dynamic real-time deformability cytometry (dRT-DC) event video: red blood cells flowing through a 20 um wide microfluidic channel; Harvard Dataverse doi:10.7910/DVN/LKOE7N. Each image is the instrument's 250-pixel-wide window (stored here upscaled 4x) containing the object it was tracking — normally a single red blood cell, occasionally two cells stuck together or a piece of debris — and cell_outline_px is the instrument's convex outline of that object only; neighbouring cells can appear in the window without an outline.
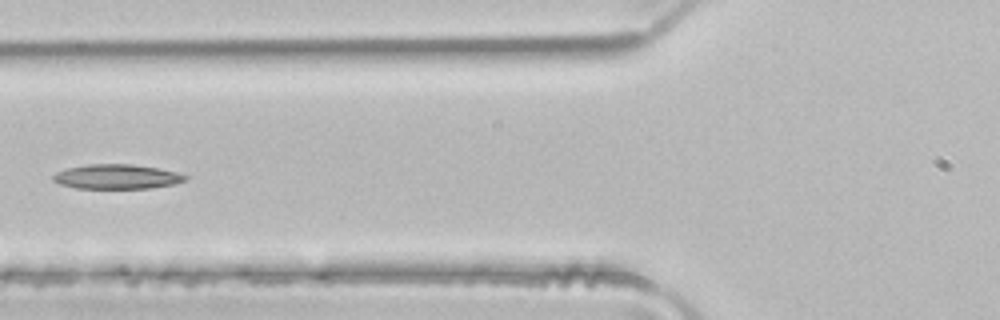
{"species": "common noctule bat (a hibernating species)", "species_latin": "Nyctalus noctula", "temperature_condition": "room temperature", "stored_images_in_passage": 4, "camera_frame_rate_fps": 3000, "um_per_image_px": 0.085, "animal": {"sex": "male", "body_mass_g": 21.5, "forearm_length_mm": 52.0}, "frame": {"image": 1, "passage_image": 4, "time_ms": 1.0, "image_size_px": [1000, 320], "cell_outline_px": [[188, 176], [184, 180], [172, 184], [148, 188], [76, 188], [60, 184], [52, 180], [52, 176], [56, 172], [68, 168], [88, 164], [132, 164], [156, 168], [176, 172]], "centroid_in_image_um": [9.87, 15.01], "position_along_channel_um": 115.9, "area_um2": 18.67}}